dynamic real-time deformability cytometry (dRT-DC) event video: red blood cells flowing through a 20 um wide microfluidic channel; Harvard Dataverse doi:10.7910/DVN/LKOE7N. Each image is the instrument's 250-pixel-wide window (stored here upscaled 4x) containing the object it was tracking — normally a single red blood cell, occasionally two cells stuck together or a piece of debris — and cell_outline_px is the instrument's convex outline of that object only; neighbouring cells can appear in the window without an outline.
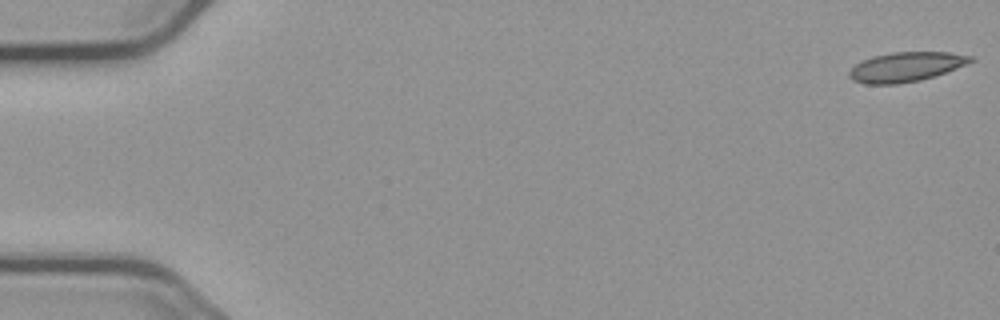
{"species": "common noctule bat (a hibernating species)", "species_latin": "Nyctalus noctula", "temperature_condition": "cold", "stored_images_in_passage": 9, "camera_frame_rate_fps": 3000, "um_per_image_px": 0.085, "animal": {"sex": "male", "body_mass_g": 23.1, "forearm_length_mm": 52.7}, "frame": {"image": 1, "passage_image": 1, "time_ms": 0.0, "image_size_px": [1000, 320], "cell_outline_px": [[976, 60], [944, 72], [920, 80], [896, 84], [864, 84], [852, 80], [848, 76], [848, 72], [856, 64], [872, 56], [892, 52], [948, 52], [972, 56]], "centroid_in_image_um": [76.97, 5.68], "position_along_channel_um": 8.0, "area_um2": 20.69}}